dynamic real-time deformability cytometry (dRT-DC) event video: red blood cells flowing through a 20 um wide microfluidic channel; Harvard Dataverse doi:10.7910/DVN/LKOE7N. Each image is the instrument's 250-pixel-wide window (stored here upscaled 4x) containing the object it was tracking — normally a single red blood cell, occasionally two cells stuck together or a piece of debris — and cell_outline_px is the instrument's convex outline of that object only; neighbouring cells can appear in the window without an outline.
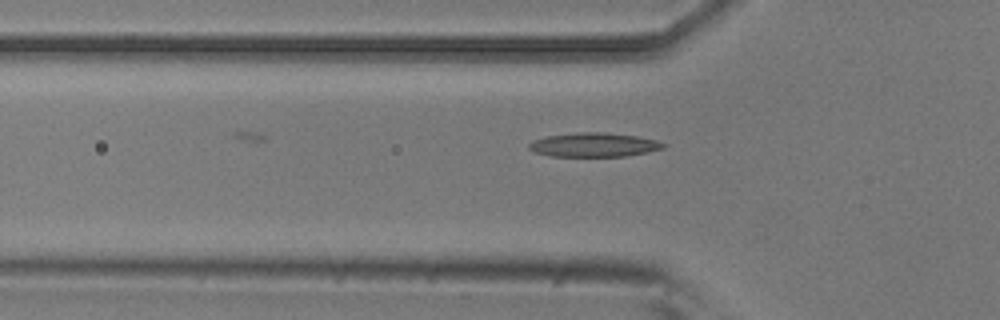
{"species": "common noctule bat (a hibernating species)", "species_latin": "Nyctalus noctula", "temperature_condition": "room temperature", "stored_images_in_passage": 6, "camera_frame_rate_fps": 3000, "um_per_image_px": 0.085, "animal": {"sex": "male", "body_mass_g": 20.5, "forearm_length_mm": 52.5}, "frame": {"image": 1, "passage_image": 6, "time_ms": 1.667, "image_size_px": [1000, 320], "cell_outline_px": [[668, 144], [664, 148], [648, 152], [624, 156], [552, 156], [536, 152], [528, 148], [528, 144], [532, 140], [548, 136], [576, 132], [604, 132], [636, 136], [656, 140]], "centroid_in_image_um": [50.5, 12.3], "position_along_channel_um": 75.3, "area_um2": 18.79}}